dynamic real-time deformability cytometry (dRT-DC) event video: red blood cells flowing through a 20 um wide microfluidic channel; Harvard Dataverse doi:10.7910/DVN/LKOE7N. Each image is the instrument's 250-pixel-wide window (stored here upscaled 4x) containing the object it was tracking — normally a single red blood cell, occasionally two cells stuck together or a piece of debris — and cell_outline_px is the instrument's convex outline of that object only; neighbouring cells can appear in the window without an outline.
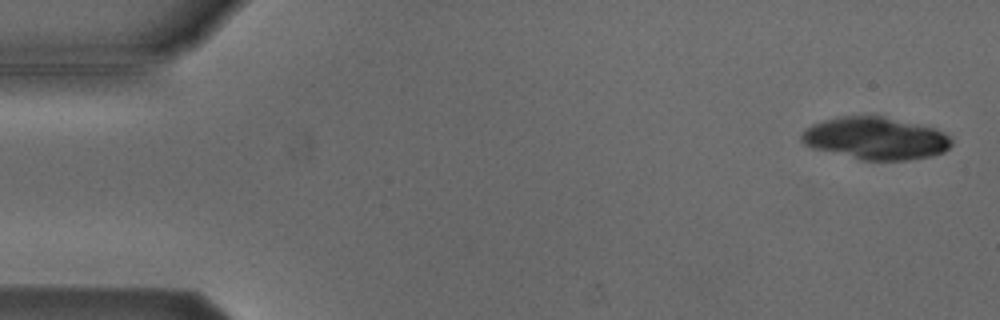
{"species": "Egyptian fruit bat (a non-hibernating species)", "species_latin": "Rousettus aegyptiacus", "temperature_condition": "cold", "stored_images_in_passage": 18, "camera_frame_rate_fps": 3000, "um_per_image_px": 0.085, "animal": {"sex": "male"}, "frame": {"image": 1, "passage_image": 2, "time_ms": 0.333, "image_size_px": [1000, 320], "cell_outline_px": [[952, 144], [944, 152], [932, 156], [908, 160], [860, 160], [812, 148], [804, 144], [800, 140], [800, 136], [804, 128], [812, 124], [836, 116], [880, 116], [932, 128], [948, 136], [952, 140]], "centroid_in_image_um": [74.35, 11.77], "position_along_channel_um": 10.6, "area_um2": 36.88}}